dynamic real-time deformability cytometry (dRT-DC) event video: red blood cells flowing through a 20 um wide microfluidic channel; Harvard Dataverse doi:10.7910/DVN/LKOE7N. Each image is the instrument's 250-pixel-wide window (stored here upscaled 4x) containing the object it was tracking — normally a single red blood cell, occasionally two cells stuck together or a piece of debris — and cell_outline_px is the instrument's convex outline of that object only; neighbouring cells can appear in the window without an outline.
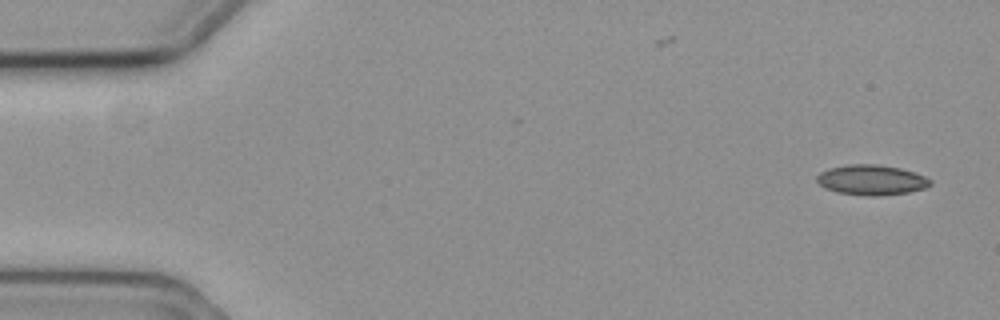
{"species": "common noctule bat (a hibernating species)", "species_latin": "Nyctalus noctula", "temperature_condition": "cold", "stored_images_in_passage": 5, "camera_frame_rate_fps": 3000, "um_per_image_px": 0.085, "animal": {"sex": "female", "body_mass_g": 19.3, "forearm_length_mm": 54.1}, "frame": {"image": 1, "passage_image": 1, "time_ms": 0.0, "image_size_px": [1000, 320], "cell_outline_px": [[932, 184], [924, 188], [908, 192], [876, 196], [868, 196], [836, 192], [824, 188], [816, 180], [816, 176], [820, 172], [828, 168], [848, 164], [876, 164], [900, 168], [924, 176], [932, 180]], "centroid_in_image_um": [74.04, 15.29], "position_along_channel_um": 11.0, "area_um2": 19.94}}